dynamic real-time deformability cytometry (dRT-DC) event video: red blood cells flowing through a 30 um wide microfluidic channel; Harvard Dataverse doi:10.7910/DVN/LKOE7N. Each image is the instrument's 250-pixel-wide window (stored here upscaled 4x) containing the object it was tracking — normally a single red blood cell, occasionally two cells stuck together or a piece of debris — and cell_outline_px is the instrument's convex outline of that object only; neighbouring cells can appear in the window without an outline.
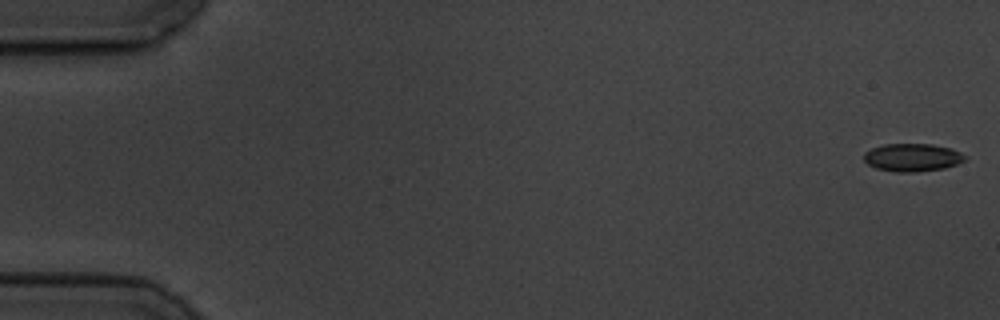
{"species": "common noctule bat (a hibernating species)", "species_latin": "Nyctalus noctula", "temperature_condition": "cold", "stored_images_in_passage": 5, "camera_frame_rate_fps": 3000, "um_per_image_px": 0.085, "animal": {"sex": "male", "body_mass_g": 19.5, "forearm_length_mm": 54.6}, "frame": {"image": 1, "passage_image": 1, "time_ms": 0.0, "image_size_px": [1000, 320], "cell_outline_px": [[968, 160], [944, 168], [916, 172], [896, 172], [876, 168], [868, 164], [864, 160], [864, 152], [872, 148], [884, 144], [932, 144], [952, 148], [968, 156]], "centroid_in_image_um": [77.59, 13.38], "position_along_channel_um": 7.4, "area_um2": 16.59}}
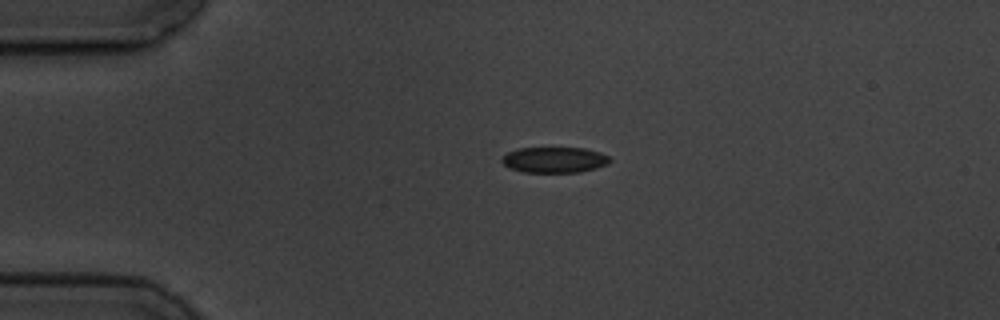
{"frame": {"image": 2, "passage_image": 4, "time_ms": 4.0, "image_size_px": [1000, 320], "cell_outline_px": [[612, 160], [608, 164], [596, 168], [580, 172], [524, 172], [508, 168], [500, 160], [508, 152], [520, 148], [584, 148], [600, 152], [608, 156]], "centroid_in_image_um": [47.14, 13.59], "position_along_channel_um": 37.9, "area_um2": 16.18}}